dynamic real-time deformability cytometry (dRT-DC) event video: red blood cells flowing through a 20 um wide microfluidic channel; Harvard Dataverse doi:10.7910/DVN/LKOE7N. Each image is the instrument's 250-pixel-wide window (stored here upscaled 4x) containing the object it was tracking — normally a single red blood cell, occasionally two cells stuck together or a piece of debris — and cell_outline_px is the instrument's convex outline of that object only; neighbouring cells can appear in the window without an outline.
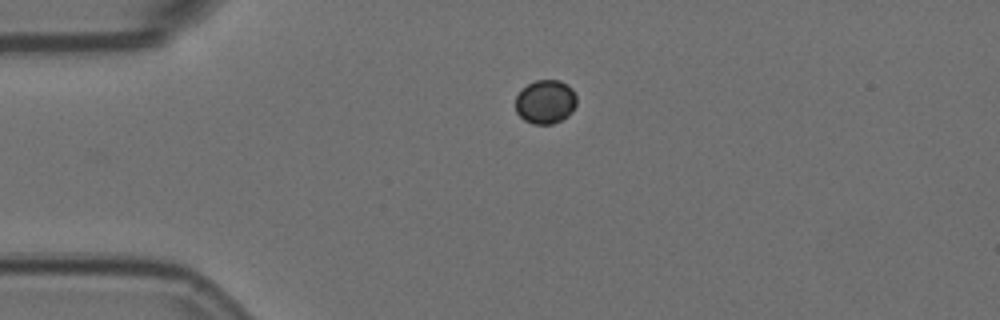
{"species": "Egyptian fruit bat (a non-hibernating species)", "species_latin": "Rousettus aegyptiacus", "temperature_condition": "room temperature", "stored_images_in_passage": 3, "camera_frame_rate_fps": 3000, "um_per_image_px": 0.085, "animal": {"sex": "female"}, "frame": {"image": 1, "passage_image": 3, "time_ms": 0.667, "image_size_px": [1000, 320], "cell_outline_px": [[576, 104], [572, 112], [568, 116], [552, 124], [532, 124], [524, 120], [516, 112], [516, 96], [528, 84], [536, 80], [560, 80], [568, 84], [572, 88], [576, 96]], "centroid_in_image_um": [46.38, 8.65], "position_along_channel_um": 38.6, "area_um2": 15.66}}